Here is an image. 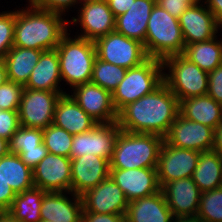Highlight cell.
I'll return each instance as SVG.
<instances>
[{
	"mask_svg": "<svg viewBox=\"0 0 222 222\" xmlns=\"http://www.w3.org/2000/svg\"><path fill=\"white\" fill-rule=\"evenodd\" d=\"M179 114V101L164 82L155 90L125 106L117 123L121 130L156 134L163 138Z\"/></svg>",
	"mask_w": 222,
	"mask_h": 222,
	"instance_id": "obj_1",
	"label": "cell"
},
{
	"mask_svg": "<svg viewBox=\"0 0 222 222\" xmlns=\"http://www.w3.org/2000/svg\"><path fill=\"white\" fill-rule=\"evenodd\" d=\"M63 15L27 5L15 10L13 46L42 51L53 50L68 32Z\"/></svg>",
	"mask_w": 222,
	"mask_h": 222,
	"instance_id": "obj_2",
	"label": "cell"
},
{
	"mask_svg": "<svg viewBox=\"0 0 222 222\" xmlns=\"http://www.w3.org/2000/svg\"><path fill=\"white\" fill-rule=\"evenodd\" d=\"M164 138L156 134L119 131L110 168H157Z\"/></svg>",
	"mask_w": 222,
	"mask_h": 222,
	"instance_id": "obj_3",
	"label": "cell"
},
{
	"mask_svg": "<svg viewBox=\"0 0 222 222\" xmlns=\"http://www.w3.org/2000/svg\"><path fill=\"white\" fill-rule=\"evenodd\" d=\"M69 35L67 32L55 49L59 56L61 80L73 89L91 82L97 54L94 41Z\"/></svg>",
	"mask_w": 222,
	"mask_h": 222,
	"instance_id": "obj_4",
	"label": "cell"
},
{
	"mask_svg": "<svg viewBox=\"0 0 222 222\" xmlns=\"http://www.w3.org/2000/svg\"><path fill=\"white\" fill-rule=\"evenodd\" d=\"M144 47L148 57L163 60L183 54L184 38L179 19L155 4L148 20Z\"/></svg>",
	"mask_w": 222,
	"mask_h": 222,
	"instance_id": "obj_5",
	"label": "cell"
},
{
	"mask_svg": "<svg viewBox=\"0 0 222 222\" xmlns=\"http://www.w3.org/2000/svg\"><path fill=\"white\" fill-rule=\"evenodd\" d=\"M162 65L163 82L178 101L207 94L208 73L182 54L164 58Z\"/></svg>",
	"mask_w": 222,
	"mask_h": 222,
	"instance_id": "obj_6",
	"label": "cell"
},
{
	"mask_svg": "<svg viewBox=\"0 0 222 222\" xmlns=\"http://www.w3.org/2000/svg\"><path fill=\"white\" fill-rule=\"evenodd\" d=\"M163 82L162 60L148 58L136 67L127 69L124 79L112 93L119 113L125 106L151 93Z\"/></svg>",
	"mask_w": 222,
	"mask_h": 222,
	"instance_id": "obj_7",
	"label": "cell"
},
{
	"mask_svg": "<svg viewBox=\"0 0 222 222\" xmlns=\"http://www.w3.org/2000/svg\"><path fill=\"white\" fill-rule=\"evenodd\" d=\"M94 43L98 59L125 69L136 67L149 58L143 43L116 31L97 38Z\"/></svg>",
	"mask_w": 222,
	"mask_h": 222,
	"instance_id": "obj_8",
	"label": "cell"
},
{
	"mask_svg": "<svg viewBox=\"0 0 222 222\" xmlns=\"http://www.w3.org/2000/svg\"><path fill=\"white\" fill-rule=\"evenodd\" d=\"M64 94L67 93L24 88L18 109L20 125L45 129L53 124L56 104Z\"/></svg>",
	"mask_w": 222,
	"mask_h": 222,
	"instance_id": "obj_9",
	"label": "cell"
},
{
	"mask_svg": "<svg viewBox=\"0 0 222 222\" xmlns=\"http://www.w3.org/2000/svg\"><path fill=\"white\" fill-rule=\"evenodd\" d=\"M120 130L117 121L97 123L91 130L73 135L70 159L93 154L110 162Z\"/></svg>",
	"mask_w": 222,
	"mask_h": 222,
	"instance_id": "obj_10",
	"label": "cell"
},
{
	"mask_svg": "<svg viewBox=\"0 0 222 222\" xmlns=\"http://www.w3.org/2000/svg\"><path fill=\"white\" fill-rule=\"evenodd\" d=\"M200 153L195 150L178 148L163 141L156 168L160 188L168 182L192 177Z\"/></svg>",
	"mask_w": 222,
	"mask_h": 222,
	"instance_id": "obj_11",
	"label": "cell"
},
{
	"mask_svg": "<svg viewBox=\"0 0 222 222\" xmlns=\"http://www.w3.org/2000/svg\"><path fill=\"white\" fill-rule=\"evenodd\" d=\"M77 11V17L69 20V25H81V33L76 35L80 38L95 41L115 31V17L110 10L107 1L82 0Z\"/></svg>",
	"mask_w": 222,
	"mask_h": 222,
	"instance_id": "obj_12",
	"label": "cell"
},
{
	"mask_svg": "<svg viewBox=\"0 0 222 222\" xmlns=\"http://www.w3.org/2000/svg\"><path fill=\"white\" fill-rule=\"evenodd\" d=\"M164 141L178 148L198 152L211 151L214 146V130L201 123L187 120L178 114L164 137Z\"/></svg>",
	"mask_w": 222,
	"mask_h": 222,
	"instance_id": "obj_13",
	"label": "cell"
},
{
	"mask_svg": "<svg viewBox=\"0 0 222 222\" xmlns=\"http://www.w3.org/2000/svg\"><path fill=\"white\" fill-rule=\"evenodd\" d=\"M80 196L83 212L126 215L129 202L110 176Z\"/></svg>",
	"mask_w": 222,
	"mask_h": 222,
	"instance_id": "obj_14",
	"label": "cell"
},
{
	"mask_svg": "<svg viewBox=\"0 0 222 222\" xmlns=\"http://www.w3.org/2000/svg\"><path fill=\"white\" fill-rule=\"evenodd\" d=\"M72 90L70 96L97 123L117 121L118 112L113 104L112 93L92 82L78 85Z\"/></svg>",
	"mask_w": 222,
	"mask_h": 222,
	"instance_id": "obj_15",
	"label": "cell"
},
{
	"mask_svg": "<svg viewBox=\"0 0 222 222\" xmlns=\"http://www.w3.org/2000/svg\"><path fill=\"white\" fill-rule=\"evenodd\" d=\"M33 182L46 192H71V159L48 153L33 169Z\"/></svg>",
	"mask_w": 222,
	"mask_h": 222,
	"instance_id": "obj_16",
	"label": "cell"
},
{
	"mask_svg": "<svg viewBox=\"0 0 222 222\" xmlns=\"http://www.w3.org/2000/svg\"><path fill=\"white\" fill-rule=\"evenodd\" d=\"M109 176L124 192L128 202L148 197L160 191L156 168H110Z\"/></svg>",
	"mask_w": 222,
	"mask_h": 222,
	"instance_id": "obj_17",
	"label": "cell"
},
{
	"mask_svg": "<svg viewBox=\"0 0 222 222\" xmlns=\"http://www.w3.org/2000/svg\"><path fill=\"white\" fill-rule=\"evenodd\" d=\"M184 43L193 44L213 39L219 33V22L203 2L189 6L179 18Z\"/></svg>",
	"mask_w": 222,
	"mask_h": 222,
	"instance_id": "obj_18",
	"label": "cell"
},
{
	"mask_svg": "<svg viewBox=\"0 0 222 222\" xmlns=\"http://www.w3.org/2000/svg\"><path fill=\"white\" fill-rule=\"evenodd\" d=\"M110 162L93 154L71 159V192L82 195L109 177Z\"/></svg>",
	"mask_w": 222,
	"mask_h": 222,
	"instance_id": "obj_19",
	"label": "cell"
},
{
	"mask_svg": "<svg viewBox=\"0 0 222 222\" xmlns=\"http://www.w3.org/2000/svg\"><path fill=\"white\" fill-rule=\"evenodd\" d=\"M160 190L175 218L197 215L202 192L192 177L168 182Z\"/></svg>",
	"mask_w": 222,
	"mask_h": 222,
	"instance_id": "obj_20",
	"label": "cell"
},
{
	"mask_svg": "<svg viewBox=\"0 0 222 222\" xmlns=\"http://www.w3.org/2000/svg\"><path fill=\"white\" fill-rule=\"evenodd\" d=\"M82 212L81 196L72 192H46L42 198L41 221L81 222Z\"/></svg>",
	"mask_w": 222,
	"mask_h": 222,
	"instance_id": "obj_21",
	"label": "cell"
},
{
	"mask_svg": "<svg viewBox=\"0 0 222 222\" xmlns=\"http://www.w3.org/2000/svg\"><path fill=\"white\" fill-rule=\"evenodd\" d=\"M156 0H135L129 9L115 17V31L144 44L148 20Z\"/></svg>",
	"mask_w": 222,
	"mask_h": 222,
	"instance_id": "obj_22",
	"label": "cell"
},
{
	"mask_svg": "<svg viewBox=\"0 0 222 222\" xmlns=\"http://www.w3.org/2000/svg\"><path fill=\"white\" fill-rule=\"evenodd\" d=\"M53 124L77 135L91 130L97 122L68 93L62 95L56 104Z\"/></svg>",
	"mask_w": 222,
	"mask_h": 222,
	"instance_id": "obj_23",
	"label": "cell"
},
{
	"mask_svg": "<svg viewBox=\"0 0 222 222\" xmlns=\"http://www.w3.org/2000/svg\"><path fill=\"white\" fill-rule=\"evenodd\" d=\"M175 219L161 190L129 202L125 215L128 222H174Z\"/></svg>",
	"mask_w": 222,
	"mask_h": 222,
	"instance_id": "obj_24",
	"label": "cell"
},
{
	"mask_svg": "<svg viewBox=\"0 0 222 222\" xmlns=\"http://www.w3.org/2000/svg\"><path fill=\"white\" fill-rule=\"evenodd\" d=\"M61 73L56 49L43 51L24 88L66 92L60 88ZM60 85V86H59Z\"/></svg>",
	"mask_w": 222,
	"mask_h": 222,
	"instance_id": "obj_25",
	"label": "cell"
},
{
	"mask_svg": "<svg viewBox=\"0 0 222 222\" xmlns=\"http://www.w3.org/2000/svg\"><path fill=\"white\" fill-rule=\"evenodd\" d=\"M179 114L215 130L222 118V105L208 94L179 101Z\"/></svg>",
	"mask_w": 222,
	"mask_h": 222,
	"instance_id": "obj_26",
	"label": "cell"
},
{
	"mask_svg": "<svg viewBox=\"0 0 222 222\" xmlns=\"http://www.w3.org/2000/svg\"><path fill=\"white\" fill-rule=\"evenodd\" d=\"M42 52V50L13 46L4 57L7 79L25 86Z\"/></svg>",
	"mask_w": 222,
	"mask_h": 222,
	"instance_id": "obj_27",
	"label": "cell"
},
{
	"mask_svg": "<svg viewBox=\"0 0 222 222\" xmlns=\"http://www.w3.org/2000/svg\"><path fill=\"white\" fill-rule=\"evenodd\" d=\"M192 179L201 192L221 187L222 157L213 150L201 152Z\"/></svg>",
	"mask_w": 222,
	"mask_h": 222,
	"instance_id": "obj_28",
	"label": "cell"
},
{
	"mask_svg": "<svg viewBox=\"0 0 222 222\" xmlns=\"http://www.w3.org/2000/svg\"><path fill=\"white\" fill-rule=\"evenodd\" d=\"M0 174L16 194L34 187L33 170L18 154L8 153L0 158Z\"/></svg>",
	"mask_w": 222,
	"mask_h": 222,
	"instance_id": "obj_29",
	"label": "cell"
},
{
	"mask_svg": "<svg viewBox=\"0 0 222 222\" xmlns=\"http://www.w3.org/2000/svg\"><path fill=\"white\" fill-rule=\"evenodd\" d=\"M218 35L213 39L185 45L183 56L210 73L222 64V39Z\"/></svg>",
	"mask_w": 222,
	"mask_h": 222,
	"instance_id": "obj_30",
	"label": "cell"
},
{
	"mask_svg": "<svg viewBox=\"0 0 222 222\" xmlns=\"http://www.w3.org/2000/svg\"><path fill=\"white\" fill-rule=\"evenodd\" d=\"M45 193L46 191L35 186L17 193L7 212L20 222H40L41 203Z\"/></svg>",
	"mask_w": 222,
	"mask_h": 222,
	"instance_id": "obj_31",
	"label": "cell"
},
{
	"mask_svg": "<svg viewBox=\"0 0 222 222\" xmlns=\"http://www.w3.org/2000/svg\"><path fill=\"white\" fill-rule=\"evenodd\" d=\"M127 69L95 59L91 82L113 93L124 79Z\"/></svg>",
	"mask_w": 222,
	"mask_h": 222,
	"instance_id": "obj_32",
	"label": "cell"
},
{
	"mask_svg": "<svg viewBox=\"0 0 222 222\" xmlns=\"http://www.w3.org/2000/svg\"><path fill=\"white\" fill-rule=\"evenodd\" d=\"M72 141L73 135L54 124L43 129V142L48 153L70 158Z\"/></svg>",
	"mask_w": 222,
	"mask_h": 222,
	"instance_id": "obj_33",
	"label": "cell"
},
{
	"mask_svg": "<svg viewBox=\"0 0 222 222\" xmlns=\"http://www.w3.org/2000/svg\"><path fill=\"white\" fill-rule=\"evenodd\" d=\"M197 216L205 222H222V186L201 193Z\"/></svg>",
	"mask_w": 222,
	"mask_h": 222,
	"instance_id": "obj_34",
	"label": "cell"
},
{
	"mask_svg": "<svg viewBox=\"0 0 222 222\" xmlns=\"http://www.w3.org/2000/svg\"><path fill=\"white\" fill-rule=\"evenodd\" d=\"M43 142V129L20 126L9 141V153L39 149Z\"/></svg>",
	"mask_w": 222,
	"mask_h": 222,
	"instance_id": "obj_35",
	"label": "cell"
},
{
	"mask_svg": "<svg viewBox=\"0 0 222 222\" xmlns=\"http://www.w3.org/2000/svg\"><path fill=\"white\" fill-rule=\"evenodd\" d=\"M15 11L0 12V59L13 47Z\"/></svg>",
	"mask_w": 222,
	"mask_h": 222,
	"instance_id": "obj_36",
	"label": "cell"
},
{
	"mask_svg": "<svg viewBox=\"0 0 222 222\" xmlns=\"http://www.w3.org/2000/svg\"><path fill=\"white\" fill-rule=\"evenodd\" d=\"M24 86L7 80L0 86V110H18Z\"/></svg>",
	"mask_w": 222,
	"mask_h": 222,
	"instance_id": "obj_37",
	"label": "cell"
},
{
	"mask_svg": "<svg viewBox=\"0 0 222 222\" xmlns=\"http://www.w3.org/2000/svg\"><path fill=\"white\" fill-rule=\"evenodd\" d=\"M29 6L49 10L64 16L72 7H78L82 0H27Z\"/></svg>",
	"mask_w": 222,
	"mask_h": 222,
	"instance_id": "obj_38",
	"label": "cell"
},
{
	"mask_svg": "<svg viewBox=\"0 0 222 222\" xmlns=\"http://www.w3.org/2000/svg\"><path fill=\"white\" fill-rule=\"evenodd\" d=\"M20 126L18 110H0V137L10 141Z\"/></svg>",
	"mask_w": 222,
	"mask_h": 222,
	"instance_id": "obj_39",
	"label": "cell"
},
{
	"mask_svg": "<svg viewBox=\"0 0 222 222\" xmlns=\"http://www.w3.org/2000/svg\"><path fill=\"white\" fill-rule=\"evenodd\" d=\"M207 94L222 105V64L208 73Z\"/></svg>",
	"mask_w": 222,
	"mask_h": 222,
	"instance_id": "obj_40",
	"label": "cell"
},
{
	"mask_svg": "<svg viewBox=\"0 0 222 222\" xmlns=\"http://www.w3.org/2000/svg\"><path fill=\"white\" fill-rule=\"evenodd\" d=\"M48 154L44 142L39 145V149L21 150L18 155L20 159L32 170Z\"/></svg>",
	"mask_w": 222,
	"mask_h": 222,
	"instance_id": "obj_41",
	"label": "cell"
},
{
	"mask_svg": "<svg viewBox=\"0 0 222 222\" xmlns=\"http://www.w3.org/2000/svg\"><path fill=\"white\" fill-rule=\"evenodd\" d=\"M16 197V193L0 174V212H7Z\"/></svg>",
	"mask_w": 222,
	"mask_h": 222,
	"instance_id": "obj_42",
	"label": "cell"
},
{
	"mask_svg": "<svg viewBox=\"0 0 222 222\" xmlns=\"http://www.w3.org/2000/svg\"><path fill=\"white\" fill-rule=\"evenodd\" d=\"M156 4L178 19L189 7L183 0H156Z\"/></svg>",
	"mask_w": 222,
	"mask_h": 222,
	"instance_id": "obj_43",
	"label": "cell"
},
{
	"mask_svg": "<svg viewBox=\"0 0 222 222\" xmlns=\"http://www.w3.org/2000/svg\"><path fill=\"white\" fill-rule=\"evenodd\" d=\"M125 215L82 212L81 222H124Z\"/></svg>",
	"mask_w": 222,
	"mask_h": 222,
	"instance_id": "obj_44",
	"label": "cell"
},
{
	"mask_svg": "<svg viewBox=\"0 0 222 222\" xmlns=\"http://www.w3.org/2000/svg\"><path fill=\"white\" fill-rule=\"evenodd\" d=\"M114 17L125 13L135 0H106Z\"/></svg>",
	"mask_w": 222,
	"mask_h": 222,
	"instance_id": "obj_45",
	"label": "cell"
},
{
	"mask_svg": "<svg viewBox=\"0 0 222 222\" xmlns=\"http://www.w3.org/2000/svg\"><path fill=\"white\" fill-rule=\"evenodd\" d=\"M203 3L218 21L222 18V0H203Z\"/></svg>",
	"mask_w": 222,
	"mask_h": 222,
	"instance_id": "obj_46",
	"label": "cell"
},
{
	"mask_svg": "<svg viewBox=\"0 0 222 222\" xmlns=\"http://www.w3.org/2000/svg\"><path fill=\"white\" fill-rule=\"evenodd\" d=\"M212 150L222 157V118L214 130V146Z\"/></svg>",
	"mask_w": 222,
	"mask_h": 222,
	"instance_id": "obj_47",
	"label": "cell"
},
{
	"mask_svg": "<svg viewBox=\"0 0 222 222\" xmlns=\"http://www.w3.org/2000/svg\"><path fill=\"white\" fill-rule=\"evenodd\" d=\"M174 222H205L201 217L199 216H184L176 218Z\"/></svg>",
	"mask_w": 222,
	"mask_h": 222,
	"instance_id": "obj_48",
	"label": "cell"
},
{
	"mask_svg": "<svg viewBox=\"0 0 222 222\" xmlns=\"http://www.w3.org/2000/svg\"><path fill=\"white\" fill-rule=\"evenodd\" d=\"M7 72L4 59H0V86L7 81Z\"/></svg>",
	"mask_w": 222,
	"mask_h": 222,
	"instance_id": "obj_49",
	"label": "cell"
},
{
	"mask_svg": "<svg viewBox=\"0 0 222 222\" xmlns=\"http://www.w3.org/2000/svg\"><path fill=\"white\" fill-rule=\"evenodd\" d=\"M9 153V141L0 137V158Z\"/></svg>",
	"mask_w": 222,
	"mask_h": 222,
	"instance_id": "obj_50",
	"label": "cell"
},
{
	"mask_svg": "<svg viewBox=\"0 0 222 222\" xmlns=\"http://www.w3.org/2000/svg\"><path fill=\"white\" fill-rule=\"evenodd\" d=\"M0 222H20L14 219L8 212H0Z\"/></svg>",
	"mask_w": 222,
	"mask_h": 222,
	"instance_id": "obj_51",
	"label": "cell"
},
{
	"mask_svg": "<svg viewBox=\"0 0 222 222\" xmlns=\"http://www.w3.org/2000/svg\"><path fill=\"white\" fill-rule=\"evenodd\" d=\"M183 1L187 3L189 6H194L203 2V0H183Z\"/></svg>",
	"mask_w": 222,
	"mask_h": 222,
	"instance_id": "obj_52",
	"label": "cell"
},
{
	"mask_svg": "<svg viewBox=\"0 0 222 222\" xmlns=\"http://www.w3.org/2000/svg\"><path fill=\"white\" fill-rule=\"evenodd\" d=\"M218 22H219V30H220L222 28V18Z\"/></svg>",
	"mask_w": 222,
	"mask_h": 222,
	"instance_id": "obj_53",
	"label": "cell"
}]
</instances>
